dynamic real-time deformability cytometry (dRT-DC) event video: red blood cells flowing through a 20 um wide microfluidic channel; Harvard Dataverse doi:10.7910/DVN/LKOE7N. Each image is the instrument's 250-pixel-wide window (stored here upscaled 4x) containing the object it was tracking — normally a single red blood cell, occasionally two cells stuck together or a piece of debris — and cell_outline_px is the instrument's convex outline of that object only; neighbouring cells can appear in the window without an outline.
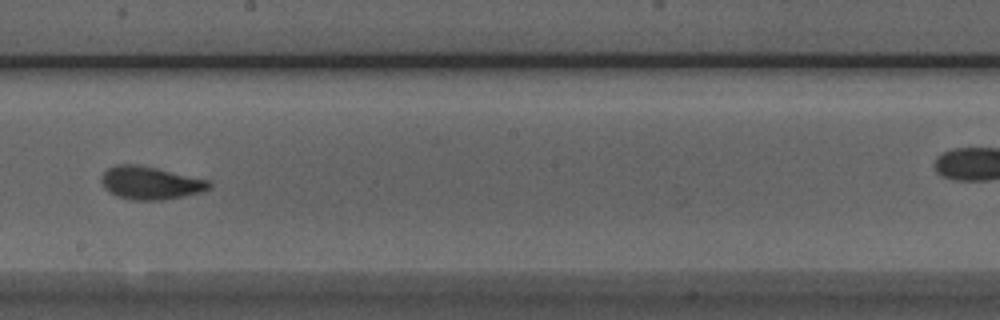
{"species": "Egyptian fruit bat (a non-hibernating species)", "species_latin": "Rousettus aegyptiacus", "temperature_condition": "room temperature", "stored_images_in_passage": 10, "camera_frame_rate_fps": 3000, "um_per_image_px": 0.085, "animal": {"sex": "male"}, "frame": {"image": 1, "passage_image": 9, "time_ms": 2.667, "image_size_px": [1000, 320], "cell_outline_px": [[212, 188], [200, 192], [160, 200], [136, 200], [116, 196], [104, 188], [100, 180], [104, 172], [108, 168], [116, 164], [136, 164], [156, 168], [212, 180]], "centroid_in_image_um": [12.8, 15.53], "position_along_channel_um": 235.4, "area_um2": 20.69}}